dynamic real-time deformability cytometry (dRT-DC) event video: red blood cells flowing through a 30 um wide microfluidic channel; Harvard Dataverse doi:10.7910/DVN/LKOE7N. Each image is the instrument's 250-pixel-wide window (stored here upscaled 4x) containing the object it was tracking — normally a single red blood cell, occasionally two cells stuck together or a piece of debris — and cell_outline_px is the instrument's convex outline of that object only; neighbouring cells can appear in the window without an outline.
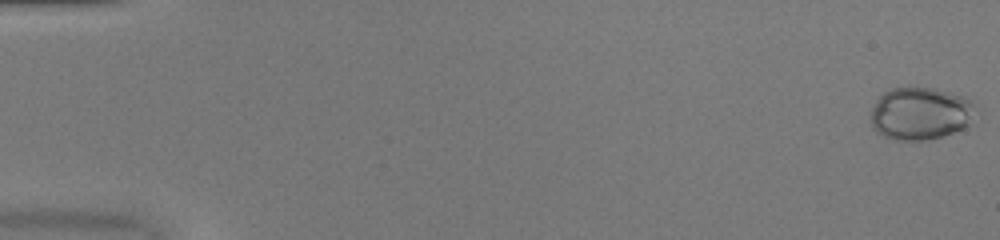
{"species": "common noctule bat (a hibernating species)", "species_latin": "Nyctalus noctula", "temperature_condition": "warm", "stored_images_in_passage": 52, "camera_frame_rate_fps": 3000, "um_per_image_px": 0.085, "animal": {"sex": "female", "body_mass_g": 20.0, "forearm_length_mm": 54.0}, "frame": {"image": 1, "passage_image": 1, "time_ms": 0.0, "image_size_px": [1000, 240], "cell_outline_px": [[976, 104], [968, 124], [964, 128], [928, 140], [896, 140], [884, 136], [876, 132], [872, 128], [872, 108], [876, 100], [884, 92], [892, 88], [932, 88], [964, 96], [972, 100]], "centroid_in_image_um": [78.21, 9.65], "position_along_channel_um": 6.8, "area_um2": 31.85}}
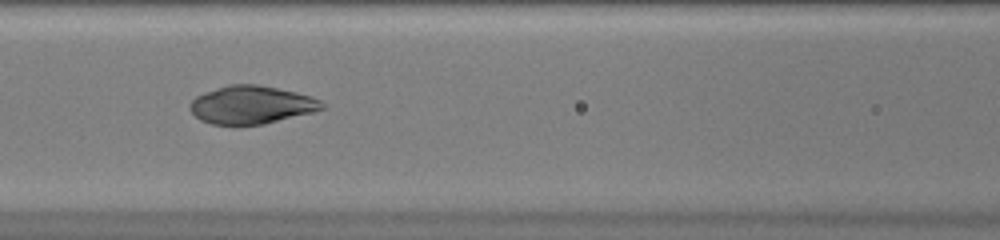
{"frame": {"image": 2, "passage_image": 24, "time_ms": 7.667, "image_size_px": [1000, 240], "cell_outline_px": [[324, 108], [312, 112], [264, 124], [212, 124], [200, 120], [188, 108], [192, 100], [196, 96], [204, 92], [228, 84], [256, 84], [296, 92], [312, 96], [320, 100], [324, 104]], "centroid_in_image_um": [21.35, 8.9], "position_along_channel_um": 145.2, "area_um2": 29.07}}
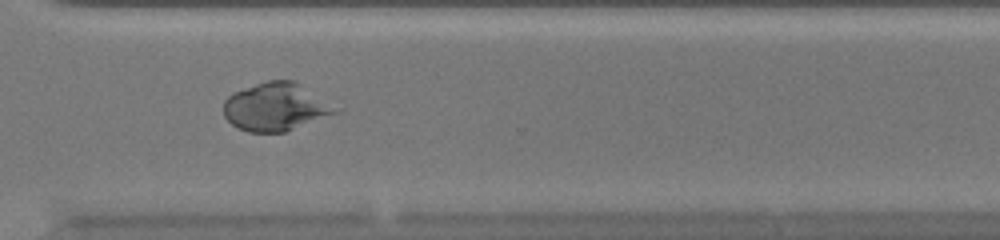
{"frame": {"image": 3, "passage_image": 39, "time_ms": 12.667, "image_size_px": [1000, 240], "cell_outline_px": [[340, 112], [284, 132], [248, 132], [236, 128], [224, 116], [224, 100], [232, 92], [268, 80], [292, 80], [300, 84]], "centroid_in_image_um": [23.35, 9.1], "position_along_channel_um": 347.2, "area_um2": 30.69}}